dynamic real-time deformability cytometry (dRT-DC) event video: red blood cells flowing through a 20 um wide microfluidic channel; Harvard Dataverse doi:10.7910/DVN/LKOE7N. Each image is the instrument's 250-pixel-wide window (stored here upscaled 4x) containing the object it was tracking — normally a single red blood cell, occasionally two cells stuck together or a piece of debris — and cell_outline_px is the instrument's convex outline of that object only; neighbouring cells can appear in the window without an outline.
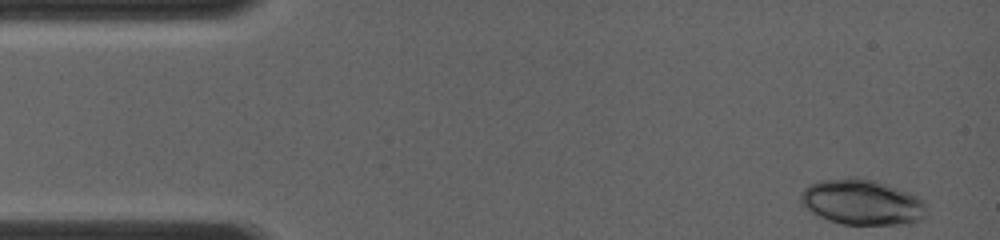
{"species": "common noctule bat (a hibernating species)", "species_latin": "Nyctalus noctula", "temperature_condition": "room temperature", "stored_images_in_passage": 6, "camera_frame_rate_fps": 4000, "um_per_image_px": 0.085, "animal": {"sex": "female", "body_mass_g": 19.0, "forearm_length_mm": 56.7}, "frame": {"image": 1, "passage_image": 1, "time_ms": 0.0, "image_size_px": [1000, 240], "cell_outline_px": [[928, 212], [920, 220], [912, 224], [840, 224], [816, 216], [804, 208], [800, 204], [800, 196], [804, 188], [808, 184], [820, 180], [848, 176], [856, 176], [872, 180], [908, 192], [924, 200]], "centroid_in_image_um": [73.23, 17.18], "position_along_channel_um": 11.8, "area_um2": 33.87}}